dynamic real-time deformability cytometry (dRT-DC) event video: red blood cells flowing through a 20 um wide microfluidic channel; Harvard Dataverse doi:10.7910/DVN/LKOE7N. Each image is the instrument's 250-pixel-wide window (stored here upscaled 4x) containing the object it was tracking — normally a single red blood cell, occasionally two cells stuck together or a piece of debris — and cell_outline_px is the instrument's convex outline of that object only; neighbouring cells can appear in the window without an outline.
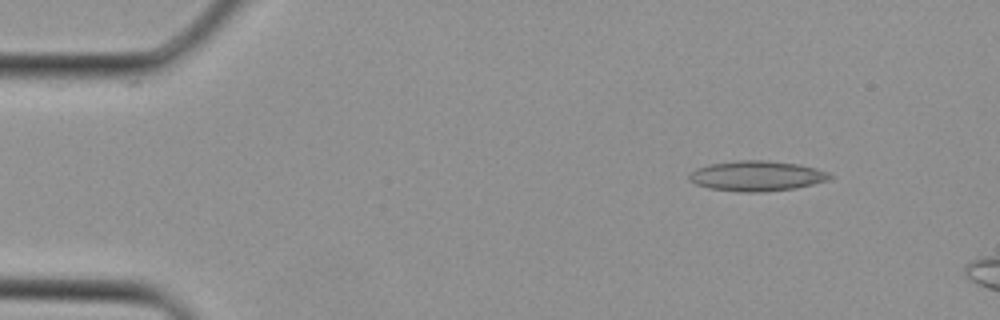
{"species": "Egyptian fruit bat (a non-hibernating species)", "species_latin": "Rousettus aegyptiacus", "temperature_condition": "cold", "stored_images_in_passage": 3, "camera_frame_rate_fps": 3000, "um_per_image_px": 0.085, "animal": {"sex": "female"}, "frame": {"image": 1, "passage_image": 1, "time_ms": 0.0, "image_size_px": [1000, 320], "cell_outline_px": [[832, 176], [828, 180], [796, 188], [764, 192], [740, 192], [708, 188], [696, 184], [688, 180], [688, 176], [696, 168], [712, 164], [736, 160], [768, 160], [800, 164], [816, 168], [828, 172]], "centroid_in_image_um": [64.32, 14.95], "position_along_channel_um": 20.7, "area_um2": 24.85}}